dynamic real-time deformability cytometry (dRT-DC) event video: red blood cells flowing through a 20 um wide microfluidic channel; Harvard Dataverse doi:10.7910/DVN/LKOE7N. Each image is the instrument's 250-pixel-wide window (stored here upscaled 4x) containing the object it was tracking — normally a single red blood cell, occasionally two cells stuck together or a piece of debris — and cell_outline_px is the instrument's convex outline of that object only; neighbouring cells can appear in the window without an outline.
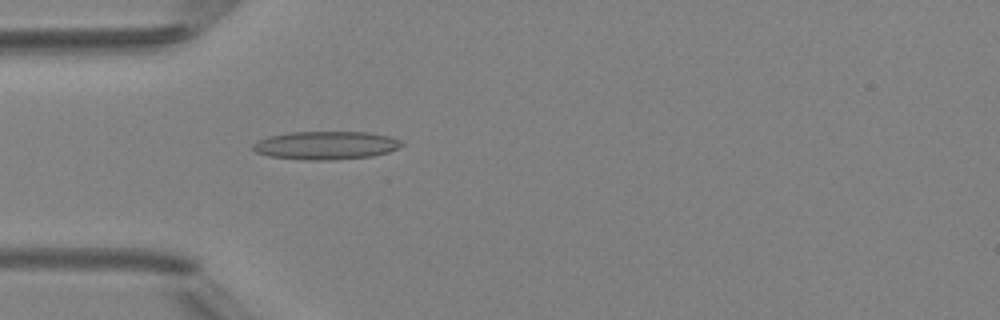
{"species": "Egyptian fruit bat (a non-hibernating species)", "species_latin": "Rousettus aegyptiacus", "temperature_condition": "room temperature", "stored_images_in_passage": 35, "camera_frame_rate_fps": 3000, "um_per_image_px": 0.085, "animal": {"sex": "female"}, "frame": {"image": 1, "passage_image": 1, "time_ms": 0.0, "image_size_px": [1000, 320], "cell_outline_px": [[404, 144], [388, 152], [372, 156], [328, 160], [312, 160], [268, 156], [256, 152], [252, 148], [252, 144], [268, 136], [292, 132], [364, 132], [388, 136], [400, 140]], "centroid_in_image_um": [27.68, 12.35], "position_along_channel_um": 57.3, "area_um2": 24.16}}
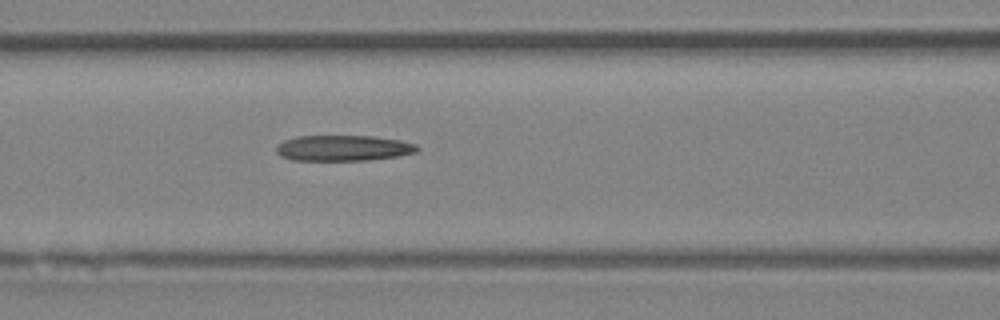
{"frame": {"image": 2, "passage_image": 7, "time_ms": 2.0, "image_size_px": [1000, 320], "cell_outline_px": [[420, 148], [416, 152], [396, 156], [368, 160], [292, 160], [280, 156], [276, 152], [276, 148], [284, 140], [296, 136], [372, 136], [400, 140], [416, 144]], "centroid_in_image_um": [29.17, 12.58], "position_along_channel_um": 137.4, "area_um2": 21.04}}
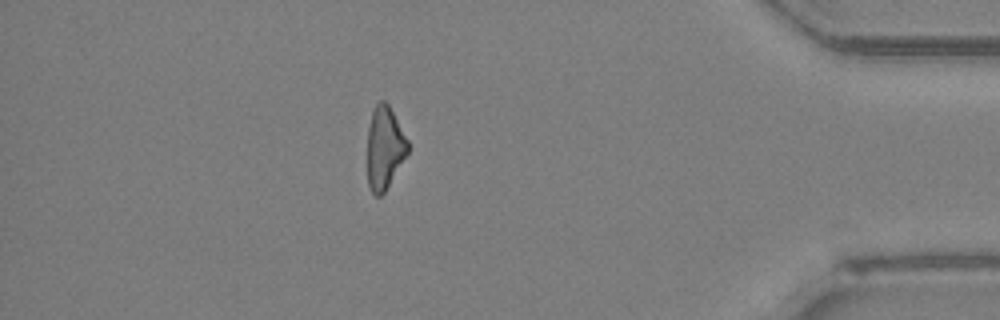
{"frame": {"image": 3, "passage_image": 29, "time_ms": 9.333, "image_size_px": [1000, 320], "cell_outline_px": [[408, 152], [384, 192], [380, 196], [376, 196], [372, 192], [368, 184], [368, 128], [372, 112], [376, 104], [380, 100], [384, 100], [388, 104], [408, 140]], "centroid_in_image_um": [32.68, 12.55], "position_along_channel_um": 402.5, "area_um2": 19.13}, "authors_computed_cell_mechanics": {"area_um2": 21.0392, "velocity_mm_per_s": 4.2207, "shape_relaxation_time_tau1_ms": null, "shape_relaxation_time_tau2_ms": 3.1399, "deformation_change_tau1": null, "deformation_change_tau2": 0.1708}}